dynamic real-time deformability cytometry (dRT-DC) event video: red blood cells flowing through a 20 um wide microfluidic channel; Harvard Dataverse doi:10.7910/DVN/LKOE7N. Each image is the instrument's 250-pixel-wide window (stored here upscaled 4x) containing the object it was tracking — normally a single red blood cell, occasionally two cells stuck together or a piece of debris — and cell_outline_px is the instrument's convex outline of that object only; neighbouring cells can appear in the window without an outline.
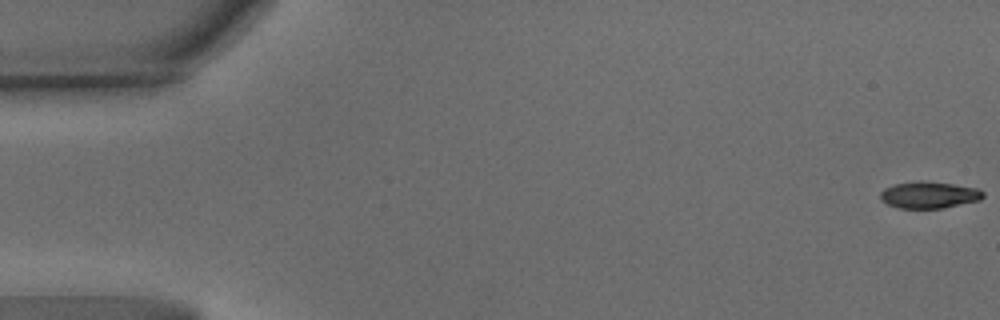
{"species": "common noctule bat (a hibernating species)", "species_latin": "Nyctalus noctula", "temperature_condition": "warm", "stored_images_in_passage": 26, "camera_frame_rate_fps": 3000, "um_per_image_px": 0.085, "animal": {"sex": "male", "body_mass_g": 15.6}, "frame": {"image": 1, "passage_image": 1, "time_ms": 0.0, "image_size_px": [1000, 320], "cell_outline_px": [[984, 196], [980, 200], [944, 208], [900, 208], [888, 204], [880, 200], [880, 192], [884, 188], [892, 184], [920, 180], [952, 184], [976, 188], [984, 192]], "centroid_in_image_um": [78.94, 16.56], "position_along_channel_um": 6.1, "area_um2": 16.07}}
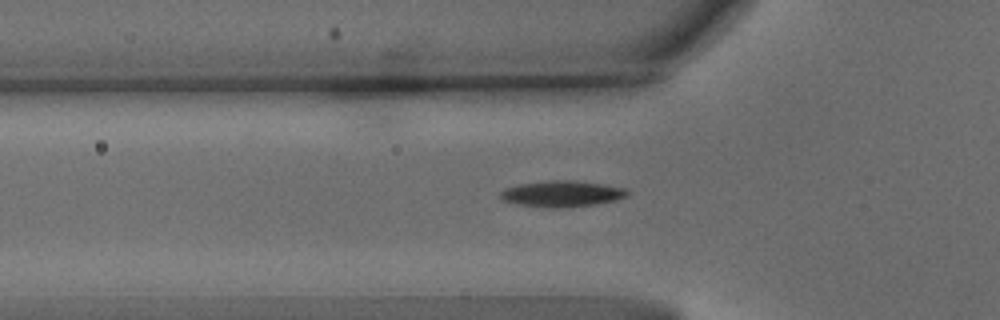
{"frame": {"image": 2, "passage_image": 22, "time_ms": 7.0, "image_size_px": [1000, 320], "cell_outline_px": [[628, 196], [616, 200], [596, 204], [568, 208], [548, 208], [516, 204], [500, 200], [500, 192], [504, 188], [520, 184], [552, 180], [576, 180], [624, 188], [628, 192]], "centroid_in_image_um": [47.72, 16.48], "position_along_channel_um": 78.1, "area_um2": 19.48}}
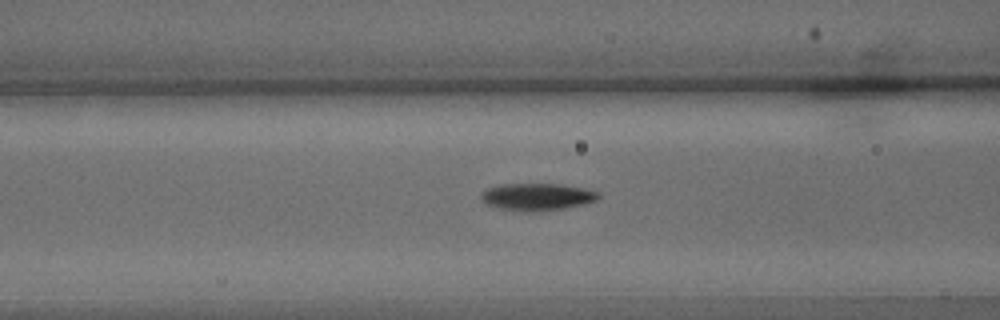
{"frame": {"image": 3, "passage_image": 26, "time_ms": 8.333, "image_size_px": [1000, 320], "cell_outline_px": [[600, 196], [596, 200], [584, 204], [564, 208], [536, 212], [532, 212], [500, 208], [484, 204], [480, 200], [480, 192], [488, 188], [500, 184], [560, 184], [584, 188], [600, 192]], "centroid_in_image_um": [45.63, 16.72], "position_along_channel_um": 121.0, "area_um2": 18.73}}